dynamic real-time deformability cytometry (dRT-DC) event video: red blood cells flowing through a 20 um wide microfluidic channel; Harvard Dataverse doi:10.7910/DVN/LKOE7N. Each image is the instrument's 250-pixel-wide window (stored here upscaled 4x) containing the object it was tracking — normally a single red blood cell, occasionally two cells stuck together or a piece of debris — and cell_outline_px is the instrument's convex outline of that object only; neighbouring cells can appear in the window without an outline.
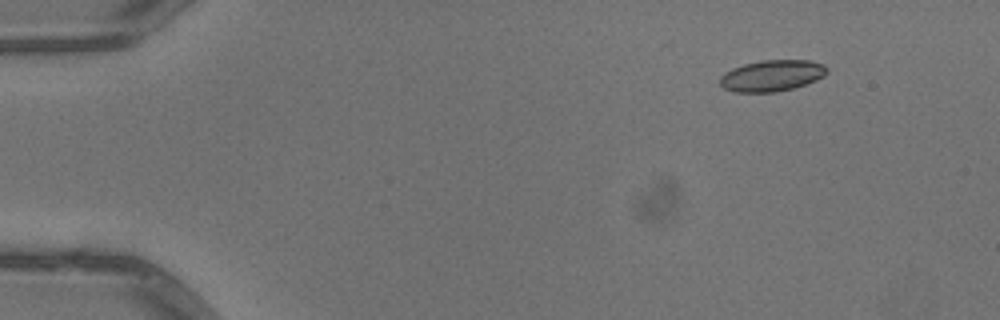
{"species": "common noctule bat (a hibernating species)", "species_latin": "Nyctalus noctula", "temperature_condition": "warm", "stored_images_in_passage": 4, "camera_frame_rate_fps": 3000, "um_per_image_px": 0.085, "animal": {"sex": "male", "body_mass_g": 13.3}, "frame": {"image": 1, "passage_image": 2, "time_ms": 0.333, "image_size_px": [1000, 320], "cell_outline_px": [[828, 72], [824, 76], [816, 80], [792, 88], [776, 92], [732, 92], [724, 88], [720, 84], [720, 76], [724, 72], [732, 68], [744, 64], [760, 60], [812, 60], [824, 64], [828, 68]], "centroid_in_image_um": [65.61, 6.42], "position_along_channel_um": 19.4, "area_um2": 19.65}}